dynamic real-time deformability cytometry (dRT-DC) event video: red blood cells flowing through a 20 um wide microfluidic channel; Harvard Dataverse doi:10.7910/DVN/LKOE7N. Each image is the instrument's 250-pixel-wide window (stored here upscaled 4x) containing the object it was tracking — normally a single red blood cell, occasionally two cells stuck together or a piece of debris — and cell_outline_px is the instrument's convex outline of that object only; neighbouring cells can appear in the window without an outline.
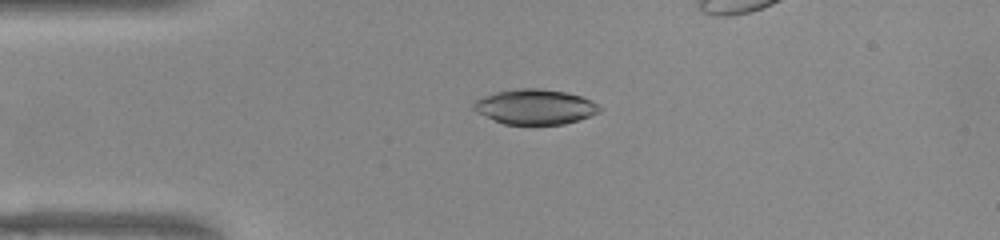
{"species": "common noctule bat (a hibernating species)", "species_latin": "Nyctalus noctula", "temperature_condition": "warm", "stored_images_in_passage": 51, "camera_frame_rate_fps": 3000, "um_per_image_px": 0.085, "animal": {"sex": "female", "body_mass_g": 22.0, "forearm_length_mm": 56.7}, "frame": {"image": 1, "passage_image": 12, "time_ms": 3.667, "image_size_px": [1000, 240], "cell_outline_px": [[604, 108], [600, 112], [564, 124], [504, 124], [476, 112], [472, 108], [472, 104], [476, 100], [484, 96], [496, 92], [516, 88], [540, 88], [564, 92], [580, 96], [592, 100], [600, 104]], "centroid_in_image_um": [45.49, 9.07], "position_along_channel_um": 39.5, "area_um2": 25.72}}
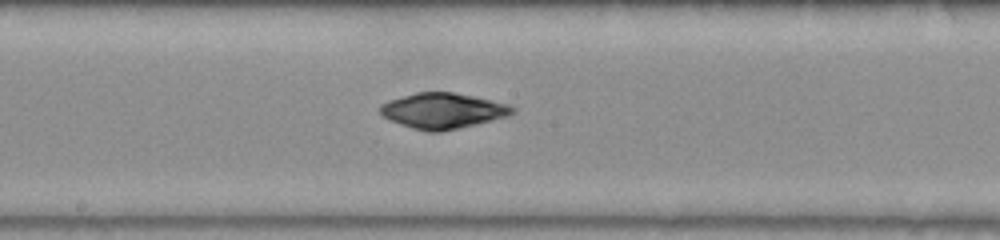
{"frame": {"image": 2, "passage_image": 27, "time_ms": 8.667, "image_size_px": [1000, 240], "cell_outline_px": [[516, 112], [508, 116], [476, 124], [440, 132], [428, 132], [412, 128], [400, 124], [384, 116], [380, 112], [380, 104], [388, 100], [416, 92], [452, 92], [472, 96], [508, 104], [516, 108]], "centroid_in_image_um": [37.64, 9.41], "position_along_channel_um": 210.6, "area_um2": 27.22}}
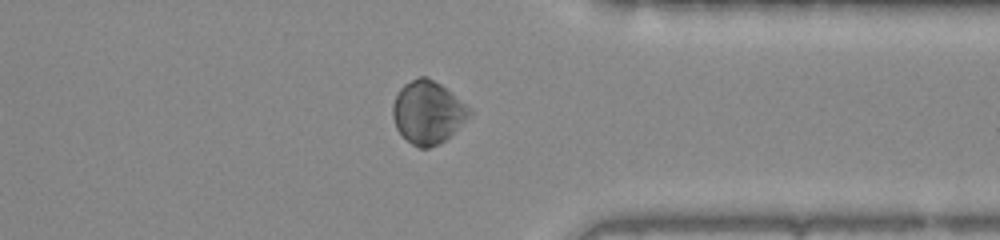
{"frame": {"image": 3, "passage_image": 40, "time_ms": 13.0, "image_size_px": [1000, 240], "cell_outline_px": [[472, 116], [444, 140], [428, 148], [420, 148], [412, 144], [396, 128], [392, 116], [392, 104], [400, 88], [404, 84], [420, 76], [424, 76], [440, 84], [472, 108]], "centroid_in_image_um": [36.37, 9.54], "position_along_channel_um": 375.0, "area_um2": 27.86}, "authors_computed_cell_mechanics": {"area_um2": 27.455, "velocity_mm_per_s": 3.926, "shape_relaxation_time_tau1_ms": null, "shape_relaxation_time_tau2_ms": 2.2081, "deformation_change_tau1": null, "deformation_change_tau2": 0.041}}